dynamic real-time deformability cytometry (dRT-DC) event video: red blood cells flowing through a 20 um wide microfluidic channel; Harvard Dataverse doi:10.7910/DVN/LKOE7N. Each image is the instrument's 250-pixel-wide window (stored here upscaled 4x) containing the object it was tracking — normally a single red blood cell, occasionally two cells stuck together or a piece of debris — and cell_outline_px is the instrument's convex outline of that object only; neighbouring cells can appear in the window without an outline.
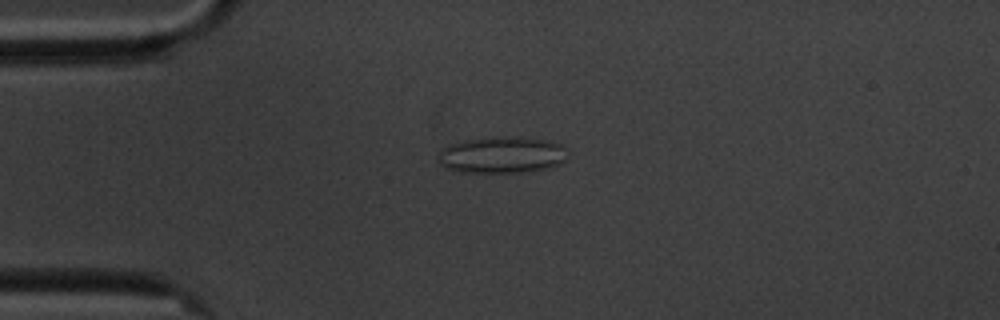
{"species": "common noctule bat (a hibernating species)", "species_latin": "Nyctalus noctula", "temperature_condition": "cold", "stored_images_in_passage": 5, "camera_frame_rate_fps": 3000, "um_per_image_px": 0.085, "animal": {"sex": "male", "body_mass_g": 20.1, "forearm_length_mm": 53.5}, "frame": {"image": 1, "passage_image": 4, "time_ms": 3.667, "image_size_px": [1000, 320], "cell_outline_px": [[568, 156], [560, 164], [548, 168], [520, 172], [460, 172], [448, 168], [440, 164], [440, 148], [448, 144], [464, 140], [492, 136], [516, 136], [544, 140], [560, 144], [564, 148]], "centroid_in_image_um": [42.65, 13.15], "position_along_channel_um": 42.4, "area_um2": 27.63}}